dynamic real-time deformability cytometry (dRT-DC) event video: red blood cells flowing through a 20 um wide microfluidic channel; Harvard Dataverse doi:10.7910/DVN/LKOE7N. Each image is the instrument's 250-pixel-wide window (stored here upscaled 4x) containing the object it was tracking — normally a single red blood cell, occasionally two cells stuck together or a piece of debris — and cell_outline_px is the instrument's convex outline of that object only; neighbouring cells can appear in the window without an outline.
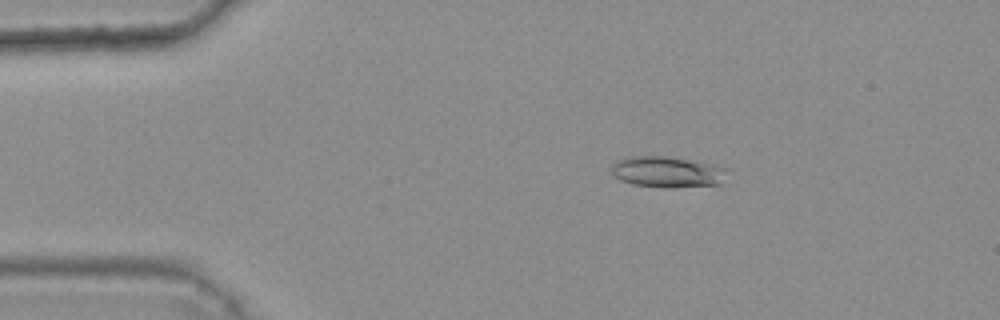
{"species": "common noctule bat (a hibernating species)", "species_latin": "Nyctalus noctula", "temperature_condition": "warm", "stored_images_in_passage": 48, "camera_frame_rate_fps": 3000, "um_per_image_px": 0.085, "animal": {"sex": "female", "body_mass_g": 25.1}, "frame": {"image": 1, "passage_image": 10, "time_ms": 3.0, "image_size_px": [1000, 320], "cell_outline_px": [[724, 168], [720, 184], [668, 188], [664, 188], [632, 184], [620, 180], [608, 168], [616, 160], [628, 156], [664, 156], [708, 164]], "centroid_in_image_um": [56.56, 14.62], "position_along_channel_um": 28.4, "area_um2": 20.46}}
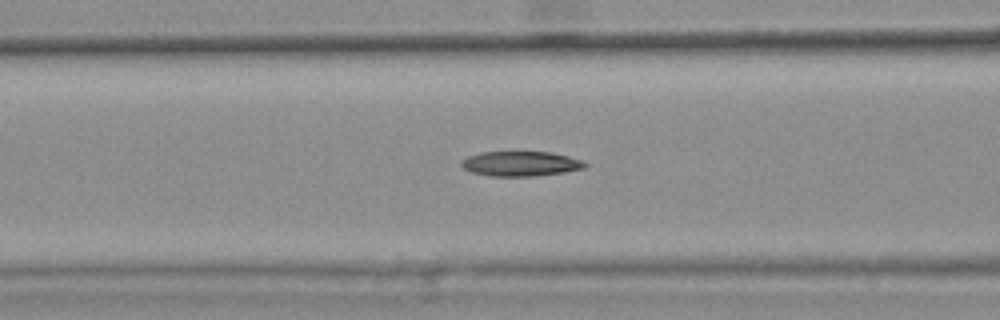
{"frame": {"image": 2, "passage_image": 22, "time_ms": 7.0, "image_size_px": [1000, 320], "cell_outline_px": [[588, 164], [584, 168], [564, 172], [532, 176], [488, 176], [472, 172], [464, 168], [460, 164], [460, 160], [468, 156], [480, 152], [552, 152], [584, 160]], "centroid_in_image_um": [44.25, 13.91], "position_along_channel_um": 122.3, "area_um2": 17.98}}
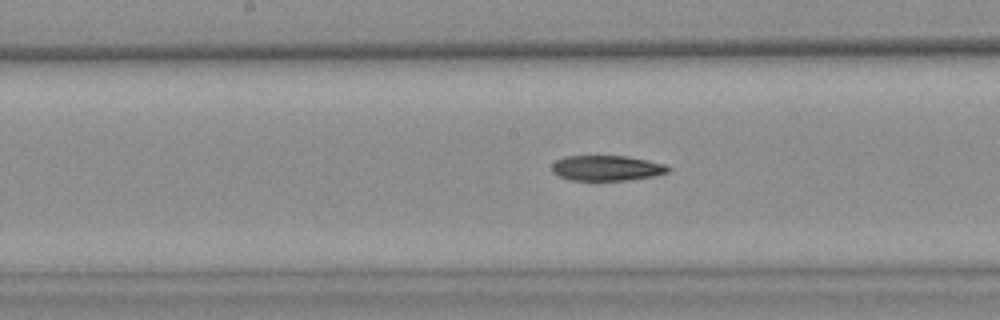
{"frame": {"image": 3, "passage_image": 28, "time_ms": 9.0, "image_size_px": [1000, 320], "cell_outline_px": [[672, 168], [668, 172], [652, 176], [628, 180], [572, 180], [560, 176], [552, 172], [552, 164], [556, 160], [564, 156], [628, 156], [648, 160], [664, 164]], "centroid_in_image_um": [51.57, 14.28], "position_along_channel_um": 196.6, "area_um2": 17.11}, "authors_computed_cell_mechanics": {"area_um2": 18.4382, "velocity_mm_per_s": 3.7164, "shape_relaxation_time_tau1_ms": 11.1917, "shape_relaxation_time_tau2_ms": null, "deformation_change_tau1": 0.1973, "deformation_change_tau2": null}}